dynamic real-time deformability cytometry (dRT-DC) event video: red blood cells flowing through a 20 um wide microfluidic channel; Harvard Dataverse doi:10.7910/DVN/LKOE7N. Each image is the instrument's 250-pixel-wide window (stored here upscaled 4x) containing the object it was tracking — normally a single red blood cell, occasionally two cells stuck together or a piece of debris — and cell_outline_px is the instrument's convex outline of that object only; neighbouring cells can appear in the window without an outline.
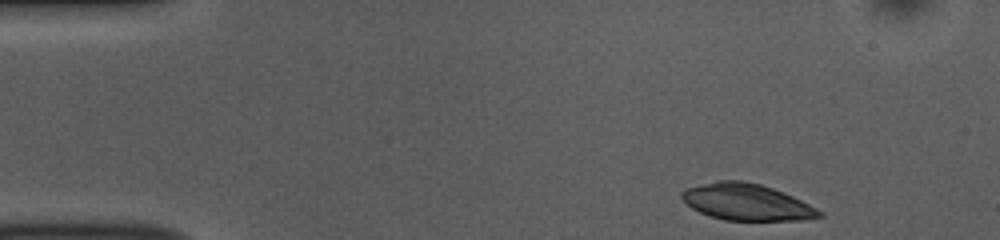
{"species": "common noctule bat (a hibernating species)", "species_latin": "Nyctalus noctula", "temperature_condition": "room temperature", "stored_images_in_passage": 47, "camera_frame_rate_fps": 3000, "um_per_image_px": 0.085, "animal": {"sex": "female", "body_mass_g": 10.0, "forearm_length_mm": 53.1}, "frame": {"image": 1, "passage_image": 1, "time_ms": 0.0, "image_size_px": [1000, 240], "cell_outline_px": [[824, 216], [800, 220], [724, 220], [700, 212], [692, 208], [680, 196], [680, 192], [684, 188], [720, 180], [740, 180], [760, 184], [784, 192], [824, 212]], "centroid_in_image_um": [63.46, 17.17], "position_along_channel_um": 21.5, "area_um2": 29.07}}